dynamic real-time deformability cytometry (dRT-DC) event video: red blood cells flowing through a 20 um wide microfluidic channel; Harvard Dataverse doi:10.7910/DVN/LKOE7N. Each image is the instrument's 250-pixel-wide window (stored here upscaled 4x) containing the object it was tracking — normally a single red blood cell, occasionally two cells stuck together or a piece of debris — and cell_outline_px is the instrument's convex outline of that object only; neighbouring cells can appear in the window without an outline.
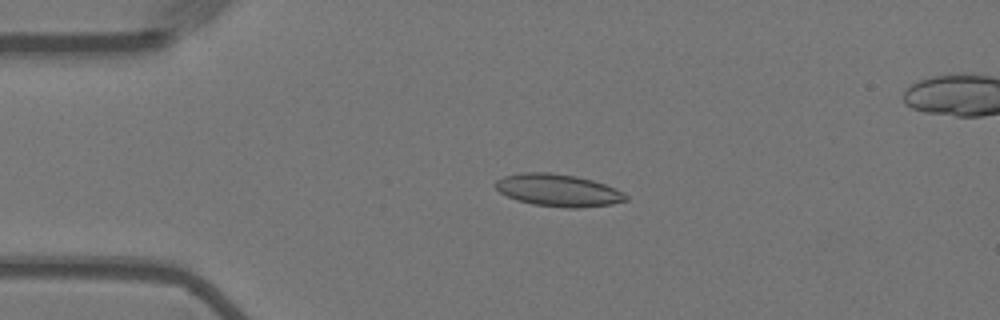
{"species": "Egyptian fruit bat (a non-hibernating species)", "species_latin": "Rousettus aegyptiacus", "temperature_condition": "warm", "stored_images_in_passage": 55, "camera_frame_rate_fps": 3000, "um_per_image_px": 0.085, "animal": {"sex": "female"}, "frame": {"image": 1, "passage_image": 12, "time_ms": 3.667, "image_size_px": [1000, 320], "cell_outline_px": [[628, 200], [612, 204], [580, 208], [564, 208], [532, 204], [516, 200], [500, 192], [492, 184], [496, 180], [504, 176], [524, 172], [552, 172], [576, 176], [592, 180], [616, 188], [628, 196]], "centroid_in_image_um": [47.43, 16.17], "position_along_channel_um": 37.6, "area_um2": 24.74}}
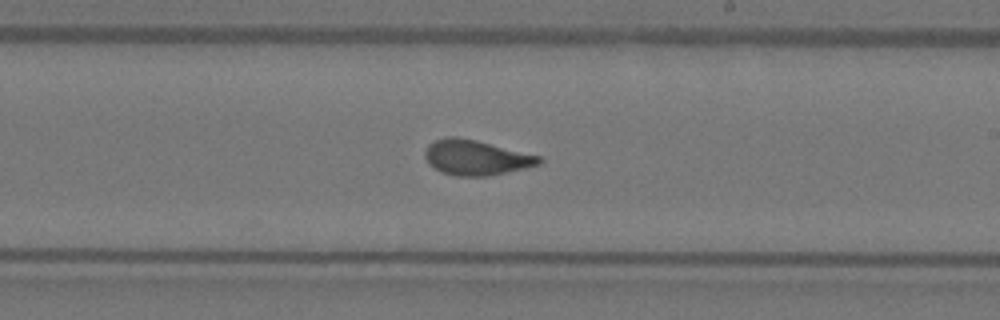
{"frame": {"image": 2, "passage_image": 32, "time_ms": 10.333, "image_size_px": [1000, 320], "cell_outline_px": [[544, 160], [540, 164], [524, 168], [488, 176], [456, 176], [440, 172], [428, 164], [424, 156], [424, 152], [428, 144], [436, 140], [448, 136], [456, 136], [476, 140], [540, 156]], "centroid_in_image_um": [40.42, 13.39], "position_along_channel_um": 248.6, "area_um2": 23.35}}
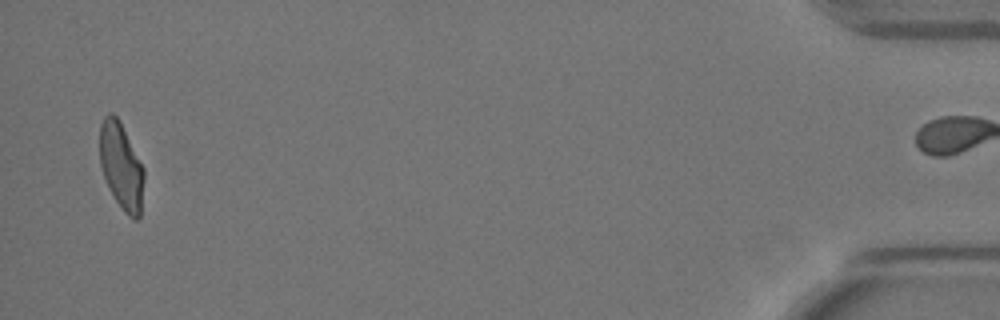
{"frame": {"image": 3, "passage_image": 54, "time_ms": 17.667, "image_size_px": [1000, 320], "cell_outline_px": [[144, 180], [140, 216], [136, 220], [128, 216], [124, 212], [116, 200], [104, 176], [100, 164], [100, 124], [104, 116], [108, 112], [112, 112], [120, 120], [144, 168]], "centroid_in_image_um": [10.31, 14.09], "position_along_channel_um": 424.9, "area_um2": 22.25}, "authors_computed_cell_mechanics": {"area_um2": 23.1778, "velocity_mm_per_s": 3.6056, "shape_relaxation_time_tau1_ms": 5.9764, "shape_relaxation_time_tau2_ms": 0.7299, "deformation_change_tau1": 0.1911, "deformation_change_tau2": 0.0589}}